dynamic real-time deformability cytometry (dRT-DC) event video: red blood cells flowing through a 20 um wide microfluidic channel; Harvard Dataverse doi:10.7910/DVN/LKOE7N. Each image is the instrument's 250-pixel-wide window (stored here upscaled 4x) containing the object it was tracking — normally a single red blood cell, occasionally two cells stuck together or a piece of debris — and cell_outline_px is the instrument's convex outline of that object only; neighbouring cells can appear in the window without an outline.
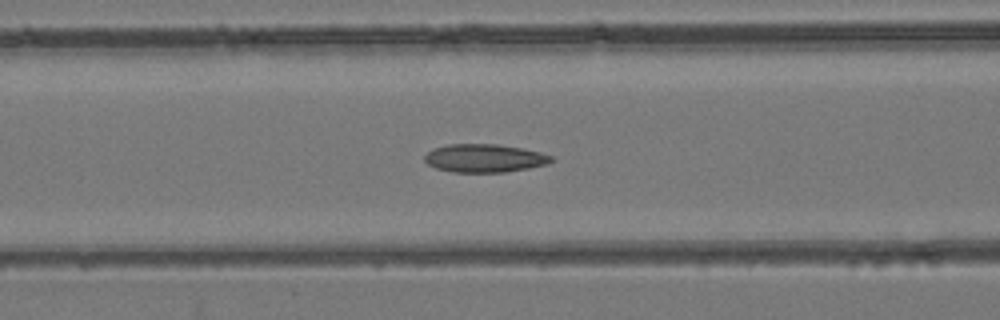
{"species": "common noctule bat (a hibernating species)", "species_latin": "Nyctalus noctula", "temperature_condition": "room temperature", "stored_images_in_passage": 36, "camera_frame_rate_fps": 3000, "um_per_image_px": 0.085, "animal": {"sex": "female", "body_mass_g": 24.6, "forearm_length_mm": 56.2}, "frame": {"image": 1, "passage_image": 6, "time_ms": 1.667, "image_size_px": [1000, 320], "cell_outline_px": [[556, 160], [548, 164], [528, 168], [504, 172], [452, 172], [436, 168], [428, 164], [424, 160], [424, 156], [432, 148], [448, 144], [496, 144], [520, 148], [540, 152], [552, 156]], "centroid_in_image_um": [41.18, 13.44], "position_along_channel_um": 125.4, "area_um2": 20.87}}
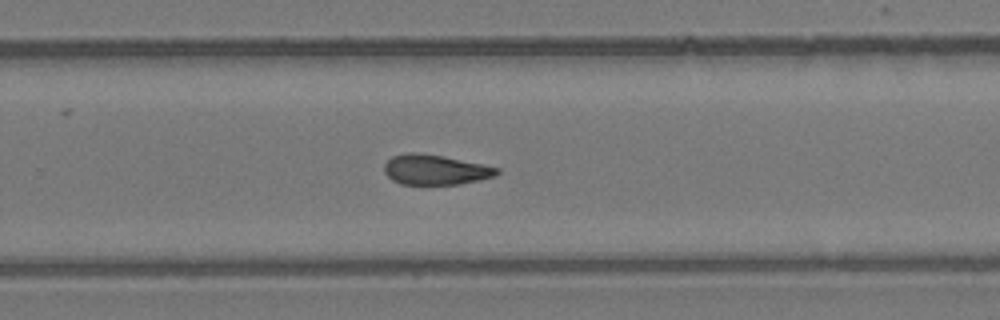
{"frame": {"image": 2, "passage_image": 18, "time_ms": 5.667, "image_size_px": [1000, 320], "cell_outline_px": [[500, 172], [496, 176], [480, 180], [460, 184], [400, 184], [392, 180], [384, 172], [384, 164], [392, 156], [408, 152], [412, 152], [444, 156], [484, 164], [500, 168]], "centroid_in_image_um": [37.02, 14.42], "position_along_channel_um": 292.8, "area_um2": 19.88}}
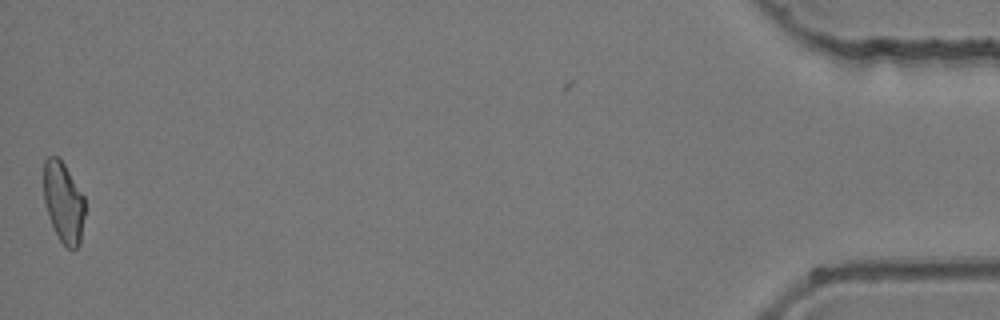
{"frame": {"image": 3, "passage_image": 35, "time_ms": 11.333, "image_size_px": [1000, 320], "cell_outline_px": [[84, 216], [80, 244], [76, 248], [68, 248], [60, 240], [48, 216], [44, 200], [44, 160], [48, 156], [56, 156], [64, 164], [84, 196]], "centroid_in_image_um": [5.39, 17.18], "position_along_channel_um": 429.8, "area_um2": 19.13}}